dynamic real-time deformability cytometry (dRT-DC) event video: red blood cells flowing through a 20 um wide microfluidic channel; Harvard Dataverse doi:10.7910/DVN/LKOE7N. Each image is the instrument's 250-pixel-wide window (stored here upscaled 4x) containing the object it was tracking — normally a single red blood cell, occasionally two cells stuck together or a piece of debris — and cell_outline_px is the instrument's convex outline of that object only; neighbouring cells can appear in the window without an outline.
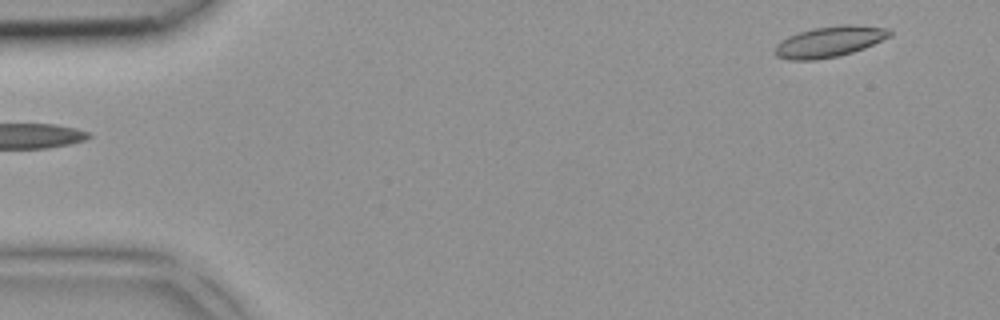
{"species": "common noctule bat (a hibernating species)", "species_latin": "Nyctalus noctula", "temperature_condition": "room temperature", "stored_images_in_passage": 2, "camera_frame_rate_fps": 3000, "um_per_image_px": 0.085, "animal": {"sex": "female", "body_mass_g": 18.4}, "frame": {"image": 1, "passage_image": 2, "time_ms": 0.333, "image_size_px": [1000, 320], "cell_outline_px": [[892, 36], [864, 48], [840, 56], [816, 60], [788, 60], [776, 56], [772, 52], [776, 44], [788, 36], [800, 32], [816, 28], [848, 24], [852, 24], [888, 28], [892, 32]], "centroid_in_image_um": [70.5, 3.56], "position_along_channel_um": 14.5, "area_um2": 20.69}}